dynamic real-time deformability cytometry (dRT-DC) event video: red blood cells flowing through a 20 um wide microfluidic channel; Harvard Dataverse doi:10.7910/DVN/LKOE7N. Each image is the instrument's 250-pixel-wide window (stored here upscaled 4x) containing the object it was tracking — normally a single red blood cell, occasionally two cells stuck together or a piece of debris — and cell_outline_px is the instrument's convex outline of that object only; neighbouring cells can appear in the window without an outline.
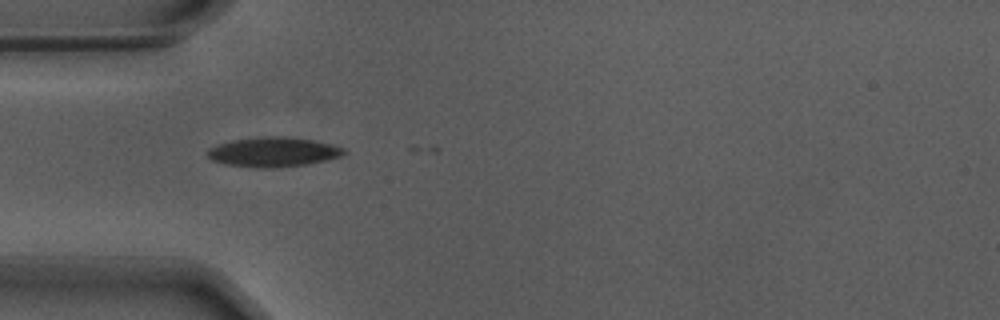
{"species": "Egyptian fruit bat (a non-hibernating species)", "species_latin": "Rousettus aegyptiacus", "temperature_condition": "warm", "stored_images_in_passage": 5, "camera_frame_rate_fps": 3000, "um_per_image_px": 0.085, "animal": {"sex": "male"}, "frame": {"image": 1, "passage_image": 1, "time_ms": 0.0, "image_size_px": [1000, 320], "cell_outline_px": [[348, 152], [340, 156], [328, 160], [308, 164], [280, 168], [256, 168], [228, 164], [212, 160], [208, 156], [208, 148], [232, 140], [272, 136], [276, 136], [312, 140], [332, 144], [344, 148]], "centroid_in_image_um": [23.27, 12.94], "position_along_channel_um": 61.7, "area_um2": 23.41}}
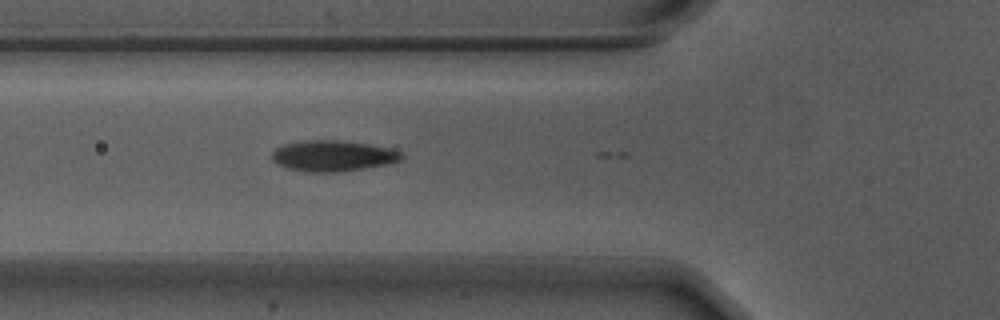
{"frame": {"image": 2, "passage_image": 4, "time_ms": 1.0, "image_size_px": [1000, 320], "cell_outline_px": [[404, 156], [400, 160], [392, 164], [340, 172], [304, 172], [288, 168], [272, 160], [272, 152], [276, 148], [284, 144], [304, 140], [336, 140], [368, 144], [388, 148], [404, 152]], "centroid_in_image_um": [28.33, 13.25], "position_along_channel_um": 97.5, "area_um2": 23.47}}